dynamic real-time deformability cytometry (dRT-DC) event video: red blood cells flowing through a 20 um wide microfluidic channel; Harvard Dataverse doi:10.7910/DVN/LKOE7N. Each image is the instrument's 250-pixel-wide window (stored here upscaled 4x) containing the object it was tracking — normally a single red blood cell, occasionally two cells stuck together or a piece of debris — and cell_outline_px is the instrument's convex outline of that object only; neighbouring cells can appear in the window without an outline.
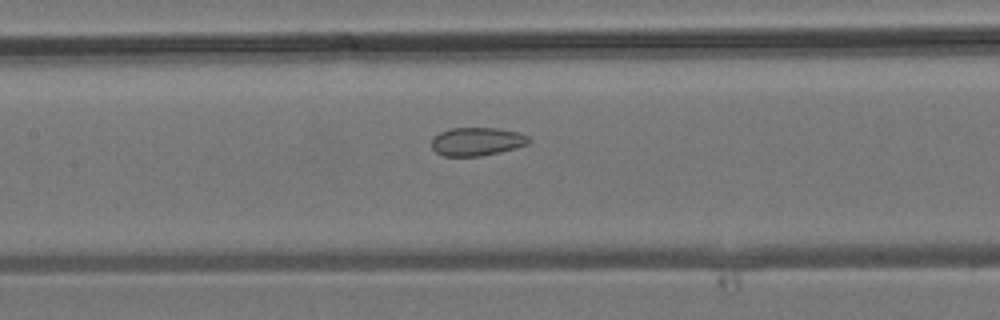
{"species": "common noctule bat (a hibernating species)", "species_latin": "Nyctalus noctula", "temperature_condition": "room temperature", "stored_images_in_passage": 29, "camera_frame_rate_fps": 3000, "um_per_image_px": 0.085, "animal": {"sex": "male", "body_mass_g": 19.2, "forearm_length_mm": 51.8}, "frame": {"image": 1, "passage_image": 14, "time_ms": 4.333, "image_size_px": [1000, 320], "cell_outline_px": [[532, 140], [528, 144], [516, 148], [500, 152], [480, 156], [444, 156], [436, 152], [432, 148], [432, 136], [440, 132], [452, 128], [496, 128], [520, 132], [528, 136]], "centroid_in_image_um": [40.55, 12.03], "position_along_channel_um": 166.8, "area_um2": 16.18}}
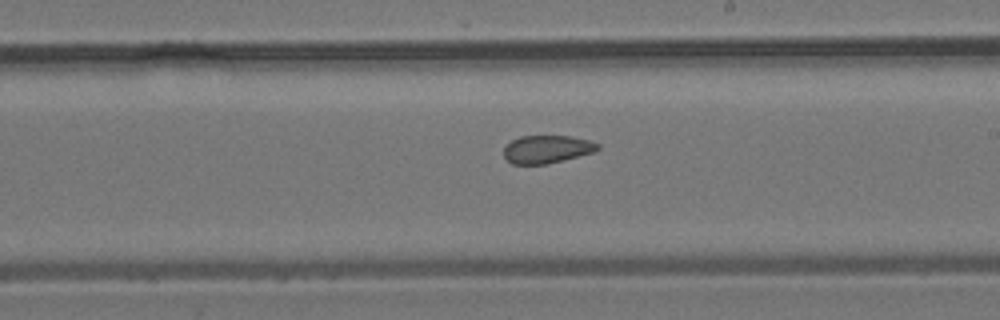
{"frame": {"image": 2, "passage_image": 19, "time_ms": 6.0, "image_size_px": [1000, 320], "cell_outline_px": [[600, 148], [596, 152], [548, 164], [512, 164], [504, 156], [504, 148], [512, 140], [520, 136], [572, 136], [588, 140], [600, 144]], "centroid_in_image_um": [46.53, 12.69], "position_along_channel_um": 242.5, "area_um2": 15.37}}
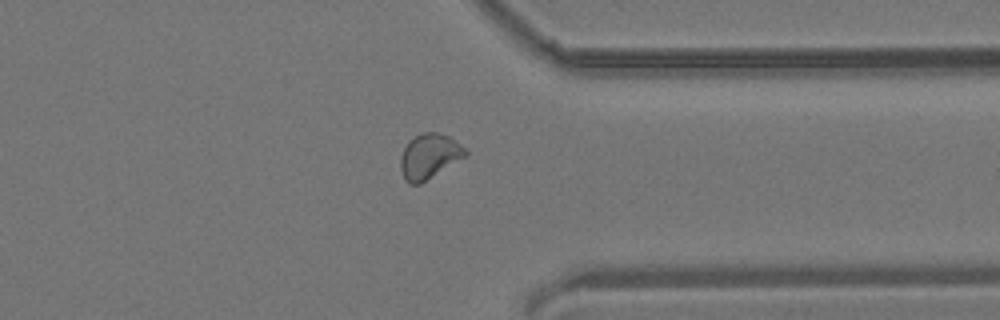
{"frame": {"image": 3, "passage_image": 28, "time_ms": 9.0, "image_size_px": [1000, 320], "cell_outline_px": [[468, 156], [420, 184], [408, 184], [404, 180], [400, 168], [400, 156], [408, 140], [424, 132], [436, 132], [448, 136], [460, 144], [468, 152]], "centroid_in_image_um": [36.48, 13.3], "position_along_channel_um": 374.9, "area_um2": 17.17}}